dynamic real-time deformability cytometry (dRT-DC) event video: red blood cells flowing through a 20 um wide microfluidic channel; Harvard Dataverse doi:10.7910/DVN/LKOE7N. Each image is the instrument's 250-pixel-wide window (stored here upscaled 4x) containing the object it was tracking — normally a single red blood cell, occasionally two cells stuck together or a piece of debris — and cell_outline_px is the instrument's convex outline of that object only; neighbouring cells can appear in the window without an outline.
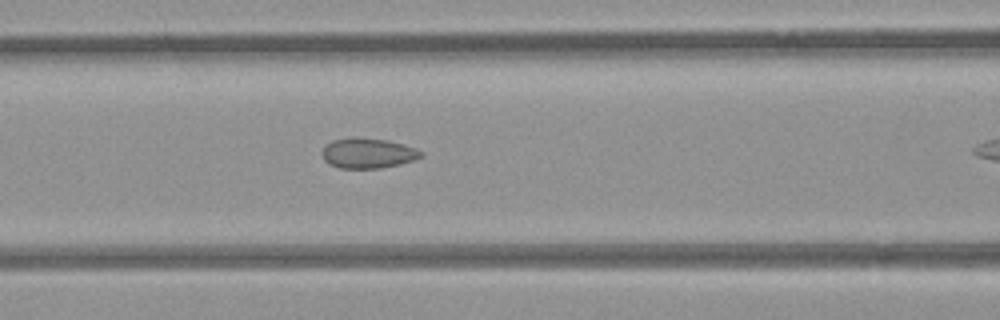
{"species": "common noctule bat (a hibernating species)", "species_latin": "Nyctalus noctula", "temperature_condition": "room temperature", "stored_images_in_passage": 16, "camera_frame_rate_fps": 3000, "um_per_image_px": 0.085, "animal": {"sex": "female", "body_mass_g": 21.9}, "frame": {"image": 1, "passage_image": 12, "time_ms": 3.667, "image_size_px": [1000, 320], "cell_outline_px": [[424, 156], [416, 160], [400, 164], [380, 168], [340, 168], [328, 164], [324, 160], [320, 152], [332, 140], [352, 136], [356, 136], [388, 140], [404, 144], [416, 148], [424, 152]], "centroid_in_image_um": [31.29, 13.01], "position_along_channel_um": 135.3, "area_um2": 17.8}}